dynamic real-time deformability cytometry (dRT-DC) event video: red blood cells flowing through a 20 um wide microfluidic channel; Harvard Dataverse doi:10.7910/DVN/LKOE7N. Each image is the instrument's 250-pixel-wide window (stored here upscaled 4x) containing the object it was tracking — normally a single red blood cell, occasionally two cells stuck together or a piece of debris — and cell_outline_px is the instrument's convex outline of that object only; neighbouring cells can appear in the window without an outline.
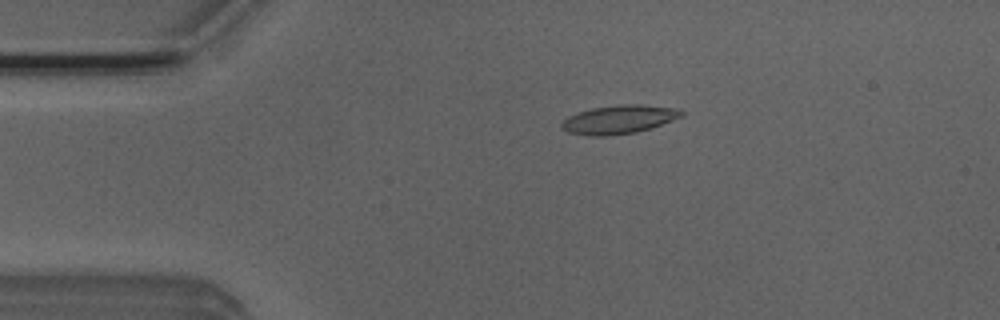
{"species": "Egyptian fruit bat (a non-hibernating species)", "species_latin": "Rousettus aegyptiacus", "temperature_condition": "room temperature", "stored_images_in_passage": 51, "camera_frame_rate_fps": 3000, "um_per_image_px": 0.085, "animal": {"sex": "male"}, "frame": {"image": 1, "passage_image": 10, "time_ms": 3.0, "image_size_px": [1000, 320], "cell_outline_px": [[684, 116], [652, 128], [636, 132], [608, 136], [588, 136], [568, 132], [560, 128], [560, 124], [568, 116], [576, 112], [592, 108], [620, 104], [644, 104], [680, 108], [684, 112]], "centroid_in_image_um": [52.64, 10.15], "position_along_channel_um": 32.4, "area_um2": 20.4}}
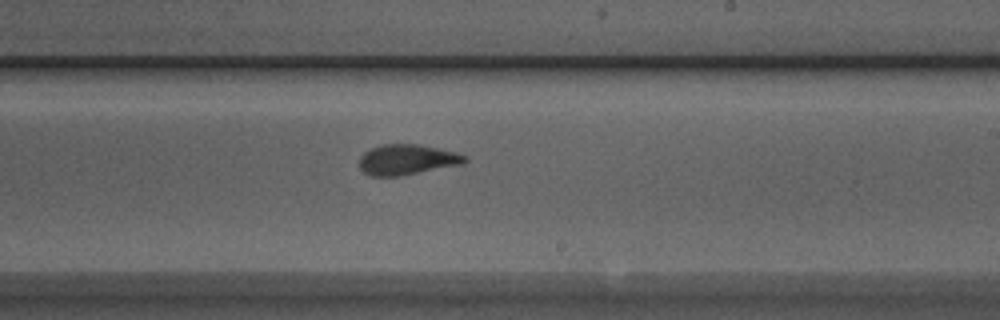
{"frame": {"image": 2, "passage_image": 30, "time_ms": 9.667, "image_size_px": [1000, 320], "cell_outline_px": [[468, 160], [464, 164], [400, 176], [372, 176], [364, 172], [360, 168], [360, 156], [364, 152], [380, 144], [420, 144], [440, 148], [456, 152], [468, 156]], "centroid_in_image_um": [34.64, 13.56], "position_along_channel_um": 254.4, "area_um2": 18.9}}
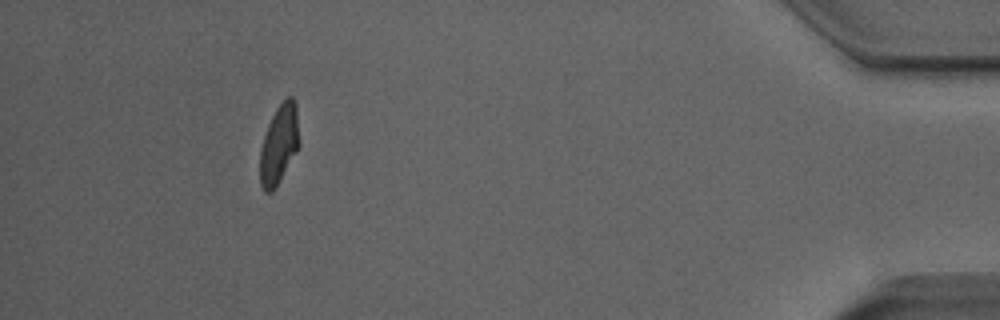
{"frame": {"image": 3, "passage_image": 47, "time_ms": 15.333, "image_size_px": [1000, 320], "cell_outline_px": [[300, 144], [296, 152], [272, 192], [264, 192], [260, 184], [260, 148], [268, 124], [276, 108], [288, 96], [292, 96], [296, 104]], "centroid_in_image_um": [23.72, 12.25], "position_along_channel_um": 411.5, "area_um2": 17.98}, "authors_computed_cell_mechanics": {"area_um2": 18.7272, "velocity_mm_per_s": 3.9579, "shape_relaxation_time_tau1_ms": 4.3505, "shape_relaxation_time_tau2_ms": 0.9691, "deformation_change_tau1": 0.1938, "deformation_change_tau2": 0.0678}}